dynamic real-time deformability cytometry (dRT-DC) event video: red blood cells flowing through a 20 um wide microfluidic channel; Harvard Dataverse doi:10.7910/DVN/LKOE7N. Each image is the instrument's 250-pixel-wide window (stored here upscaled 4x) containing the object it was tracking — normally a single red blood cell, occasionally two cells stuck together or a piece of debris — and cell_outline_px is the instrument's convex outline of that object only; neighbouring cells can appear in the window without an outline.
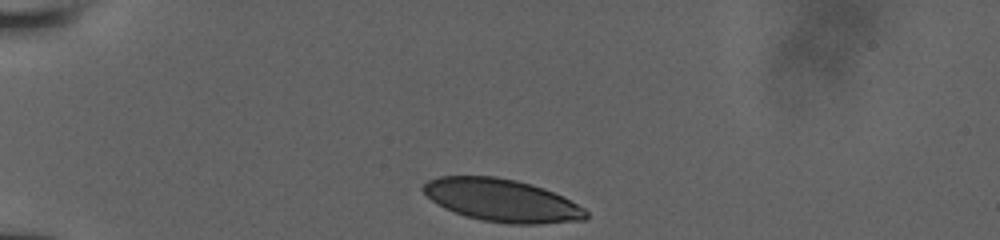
{"species": "human", "species_latin": "Homo sapiens", "temperature_condition": "room temperature", "stored_images_in_passage": 13, "camera_frame_rate_fps": 3000, "um_per_image_px": 0.085, "donor": {"sex": "male"}, "frame": {"image": 1, "passage_image": 1, "time_ms": 0.0, "image_size_px": [1000, 240], "cell_outline_px": [[588, 216], [584, 220], [540, 224], [508, 224], [484, 220], [464, 216], [444, 208], [432, 200], [420, 188], [428, 180], [440, 176], [496, 176], [516, 180], [532, 184], [544, 188], [564, 196], [584, 208], [588, 212]], "centroid_in_image_um": [42.68, 17.03], "position_along_channel_um": 42.3, "area_um2": 40.63}}
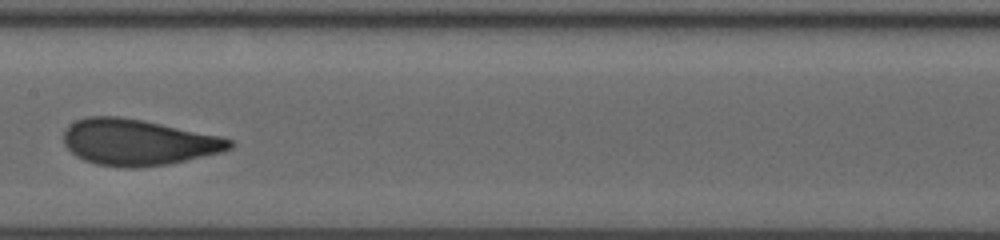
{"frame": {"image": 2, "passage_image": 8, "time_ms": 5.0, "image_size_px": [1000, 240], "cell_outline_px": [[236, 144], [232, 148], [224, 152], [168, 164], [136, 168], [124, 168], [96, 164], [84, 160], [76, 156], [64, 144], [64, 132], [68, 124], [76, 120], [88, 116], [120, 116], [144, 120], [220, 136], [232, 140]], "centroid_in_image_um": [11.74, 12.09], "position_along_channel_um": 195.7, "area_um2": 44.91}}
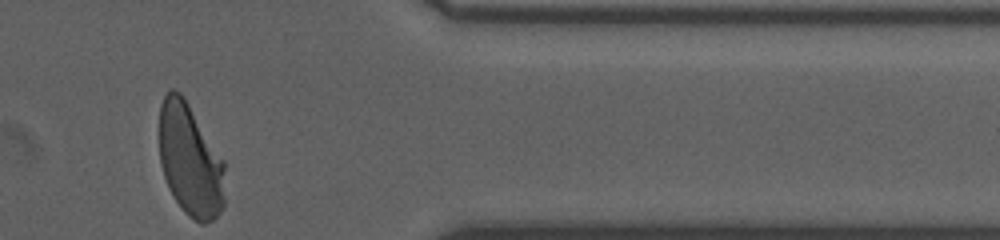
{"frame": {"image": 3, "passage_image": 13, "time_ms": 10.333, "image_size_px": [1000, 240], "cell_outline_px": [[224, 204], [216, 216], [212, 220], [204, 224], [200, 224], [188, 216], [184, 212], [168, 188], [160, 164], [160, 104], [164, 96], [172, 88], [176, 88], [184, 96], [224, 160]], "centroid_in_image_um": [16.16, 13.6], "position_along_channel_um": 395.2, "area_um2": 43.23}}